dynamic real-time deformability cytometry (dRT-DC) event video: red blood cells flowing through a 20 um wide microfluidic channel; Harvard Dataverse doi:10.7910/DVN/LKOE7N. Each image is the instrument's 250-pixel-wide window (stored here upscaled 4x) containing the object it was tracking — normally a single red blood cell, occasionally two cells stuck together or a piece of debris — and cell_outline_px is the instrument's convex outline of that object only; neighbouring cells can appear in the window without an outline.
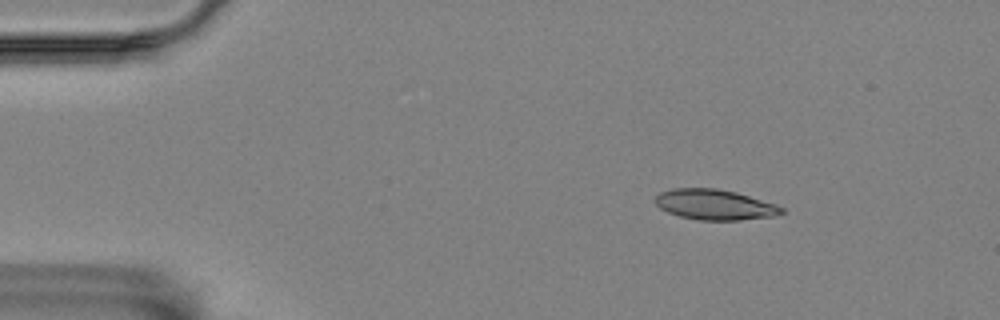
{"species": "Egyptian fruit bat (a non-hibernating species)", "species_latin": "Rousettus aegyptiacus", "temperature_condition": "room temperature", "stored_images_in_passage": 6, "camera_frame_rate_fps": 3000, "um_per_image_px": 0.085, "animal": {"sex": "female"}, "frame": {"image": 1, "passage_image": 3, "time_ms": 0.667, "image_size_px": [1000, 320], "cell_outline_px": [[784, 212], [776, 216], [740, 220], [700, 220], [680, 216], [668, 212], [660, 208], [656, 204], [656, 196], [660, 192], [672, 188], [716, 188], [736, 192], [776, 204], [784, 208]], "centroid_in_image_um": [60.77, 17.39], "position_along_channel_um": 24.2, "area_um2": 22.37}}
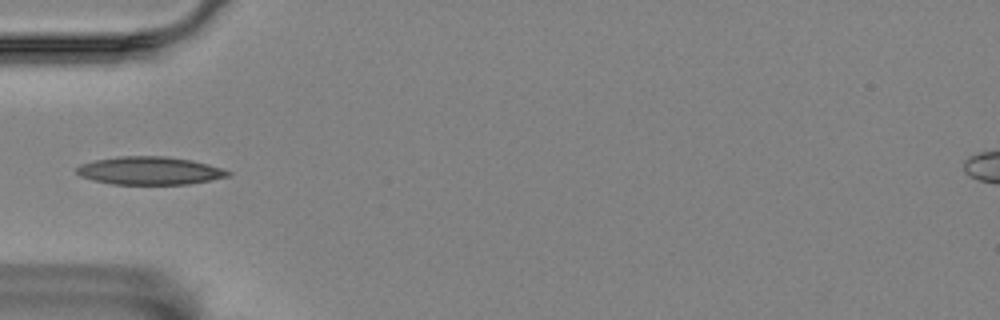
{"frame": {"image": 2, "passage_image": 6, "time_ms": 1.667, "image_size_px": [1000, 320], "cell_outline_px": [[232, 172], [228, 176], [188, 184], [112, 184], [92, 180], [80, 176], [76, 172], [76, 168], [80, 164], [96, 160], [120, 156], [164, 156], [192, 160], [224, 168]], "centroid_in_image_um": [12.71, 14.5], "position_along_channel_um": 72.3, "area_um2": 24.62}}